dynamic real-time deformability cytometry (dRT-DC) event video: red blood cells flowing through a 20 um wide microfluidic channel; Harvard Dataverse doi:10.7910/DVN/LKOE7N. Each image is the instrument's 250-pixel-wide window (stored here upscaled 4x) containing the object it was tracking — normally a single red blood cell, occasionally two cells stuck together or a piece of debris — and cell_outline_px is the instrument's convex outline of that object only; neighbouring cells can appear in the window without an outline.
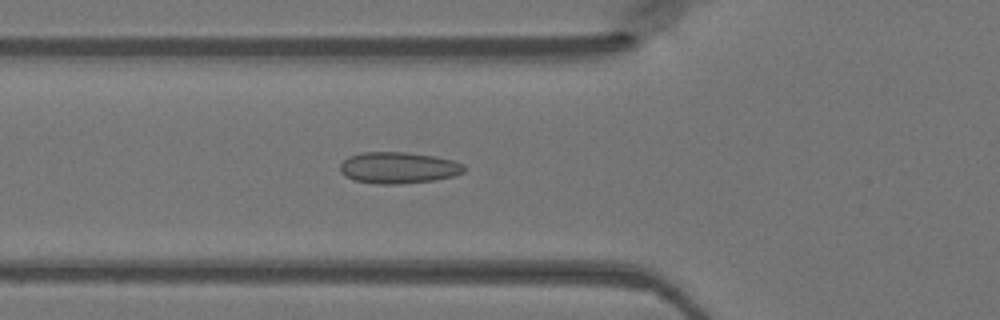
{"species": "Egyptian fruit bat (a non-hibernating species)", "species_latin": "Rousettus aegyptiacus", "temperature_condition": "warm", "stored_images_in_passage": 39, "camera_frame_rate_fps": 3000, "um_per_image_px": 0.085, "animal": {"sex": "female"}, "frame": {"image": 1, "passage_image": 8, "time_ms": 2.333, "image_size_px": [1000, 320], "cell_outline_px": [[468, 168], [464, 172], [452, 176], [432, 180], [400, 184], [376, 184], [352, 180], [344, 176], [340, 172], [340, 164], [348, 156], [360, 152], [404, 152], [436, 156], [452, 160], [464, 164]], "centroid_in_image_um": [33.84, 14.25], "position_along_channel_um": 92.0, "area_um2": 22.95}}
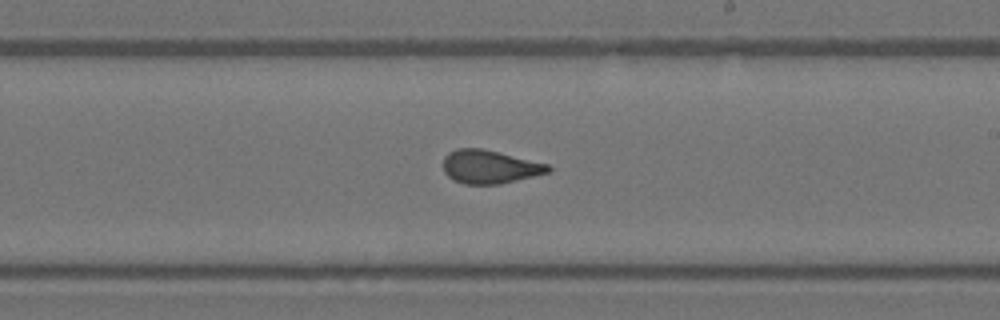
{"frame": {"image": 2, "passage_image": 19, "time_ms": 6.0, "image_size_px": [1000, 320], "cell_outline_px": [[552, 172], [500, 184], [464, 184], [452, 180], [444, 172], [444, 156], [448, 152], [456, 148], [480, 148], [500, 152], [548, 164], [552, 168]], "centroid_in_image_um": [41.63, 14.18], "position_along_channel_um": 247.4, "area_um2": 20.63}}
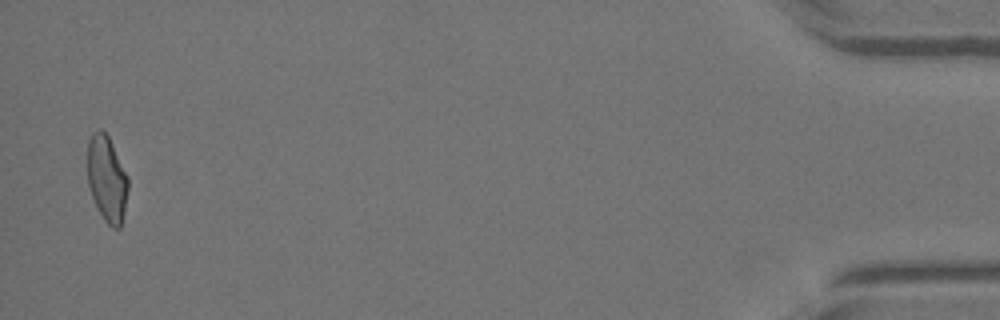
{"frame": {"image": 3, "passage_image": 38, "time_ms": 12.333, "image_size_px": [1000, 320], "cell_outline_px": [[128, 188], [124, 212], [120, 228], [112, 228], [104, 220], [92, 196], [88, 184], [88, 140], [92, 132], [100, 128], [108, 136], [128, 176]], "centroid_in_image_um": [9.09, 15.18], "position_along_channel_um": 426.1, "area_um2": 20.17}}